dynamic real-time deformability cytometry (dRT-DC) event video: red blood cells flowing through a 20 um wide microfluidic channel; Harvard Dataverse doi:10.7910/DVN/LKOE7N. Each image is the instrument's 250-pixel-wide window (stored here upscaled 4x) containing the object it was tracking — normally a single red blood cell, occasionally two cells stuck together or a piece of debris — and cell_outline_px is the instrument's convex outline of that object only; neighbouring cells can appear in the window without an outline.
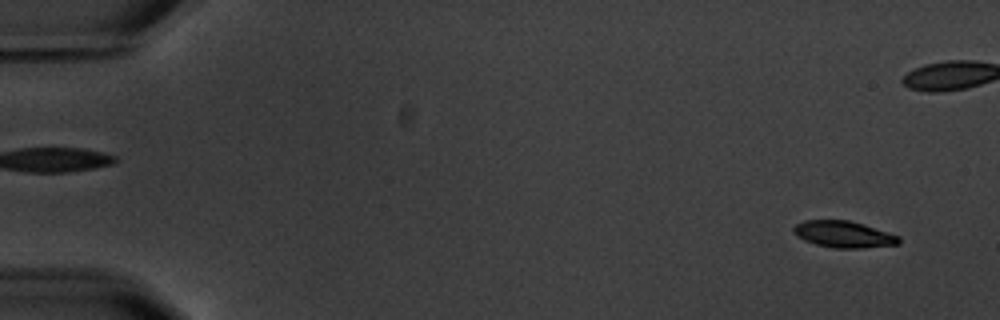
{"species": "common noctule bat (a hibernating species)", "species_latin": "Nyctalus noctula", "temperature_condition": "warm", "stored_images_in_passage": 5, "camera_frame_rate_fps": 3000, "um_per_image_px": 0.085, "animal": {"sex": "male", "body_mass_g": 20.1, "forearm_length_mm": 53.5}, "frame": {"image": 1, "passage_image": 1, "time_ms": 0.0, "image_size_px": [1000, 320], "cell_outline_px": [[900, 244], [864, 248], [836, 248], [816, 244], [804, 240], [796, 236], [792, 228], [796, 224], [804, 220], [848, 220], [864, 224], [900, 236]], "centroid_in_image_um": [71.72, 19.91], "position_along_channel_um": 13.3, "area_um2": 16.36}}
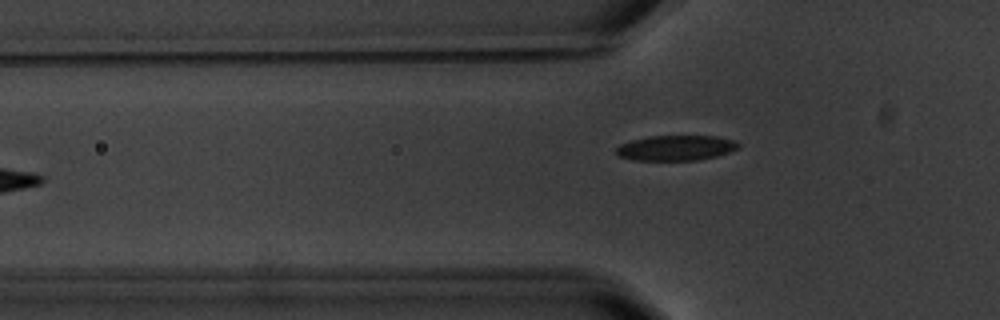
{"frame": {"image": 2, "passage_image": 5, "time_ms": 7.0, "image_size_px": [1000, 320], "cell_outline_px": [[740, 148], [716, 156], [696, 160], [632, 160], [620, 156], [616, 152], [616, 148], [620, 144], [632, 140], [648, 136], [716, 136], [732, 140], [740, 144]], "centroid_in_image_um": [57.45, 12.57], "position_along_channel_um": 68.4, "area_um2": 17.86}}